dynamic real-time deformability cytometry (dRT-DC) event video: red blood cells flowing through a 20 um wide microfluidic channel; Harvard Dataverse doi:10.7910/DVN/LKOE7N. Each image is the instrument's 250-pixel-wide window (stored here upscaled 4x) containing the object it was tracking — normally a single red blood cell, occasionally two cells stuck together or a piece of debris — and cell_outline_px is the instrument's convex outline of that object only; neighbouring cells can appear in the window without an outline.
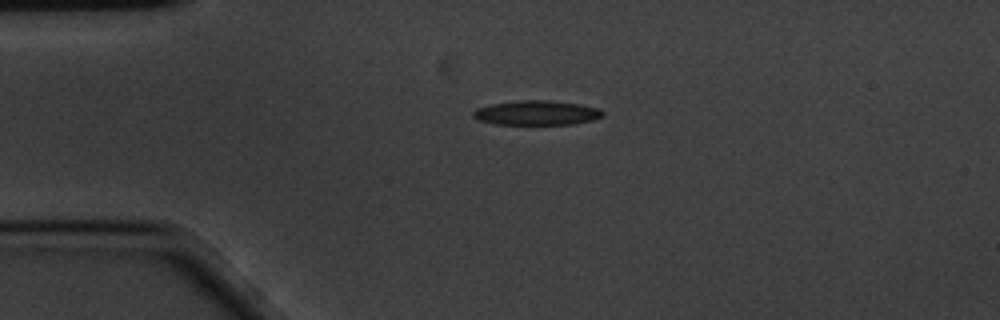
{"species": "common noctule bat (a hibernating species)", "species_latin": "Nyctalus noctula", "temperature_condition": "cold", "stored_images_in_passage": 1, "camera_frame_rate_fps": 3000, "um_per_image_px": 0.085, "animal": {"sex": "male", "body_mass_g": 20.1, "forearm_length_mm": 53.5}, "frame": {"image": 1, "passage_image": 1, "time_ms": 0.0, "image_size_px": [1000, 320], "cell_outline_px": [[604, 116], [592, 120], [576, 124], [496, 124], [476, 120], [472, 116], [472, 112], [476, 108], [492, 104], [516, 100], [548, 100], [580, 104], [600, 108], [604, 112]], "centroid_in_image_um": [45.62, 9.59], "position_along_channel_um": 39.4, "area_um2": 18.73}}